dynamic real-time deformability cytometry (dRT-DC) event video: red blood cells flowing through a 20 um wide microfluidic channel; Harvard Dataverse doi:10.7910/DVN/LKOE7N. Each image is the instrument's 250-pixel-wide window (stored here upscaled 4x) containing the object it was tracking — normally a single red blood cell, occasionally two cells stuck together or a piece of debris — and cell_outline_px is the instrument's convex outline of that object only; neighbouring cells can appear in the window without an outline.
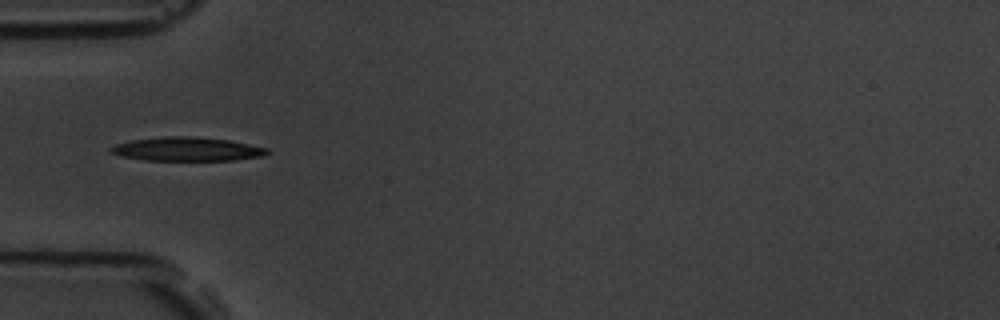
{"species": "common noctule bat (a hibernating species)", "species_latin": "Nyctalus noctula", "temperature_condition": "room temperature", "stored_images_in_passage": 3, "camera_frame_rate_fps": 3000, "um_per_image_px": 0.085, "animal": {"sex": "male", "body_mass_g": 19.5, "forearm_length_mm": 54.6}, "frame": {"image": 1, "passage_image": 3, "time_ms": 2.333, "image_size_px": [1000, 320], "cell_outline_px": [[272, 152], [264, 156], [236, 160], [144, 160], [120, 156], [108, 152], [108, 148], [116, 144], [132, 140], [164, 136], [192, 136], [228, 140], [268, 148]], "centroid_in_image_um": [15.89, 12.68], "position_along_channel_um": 69.1, "area_um2": 21.85}}